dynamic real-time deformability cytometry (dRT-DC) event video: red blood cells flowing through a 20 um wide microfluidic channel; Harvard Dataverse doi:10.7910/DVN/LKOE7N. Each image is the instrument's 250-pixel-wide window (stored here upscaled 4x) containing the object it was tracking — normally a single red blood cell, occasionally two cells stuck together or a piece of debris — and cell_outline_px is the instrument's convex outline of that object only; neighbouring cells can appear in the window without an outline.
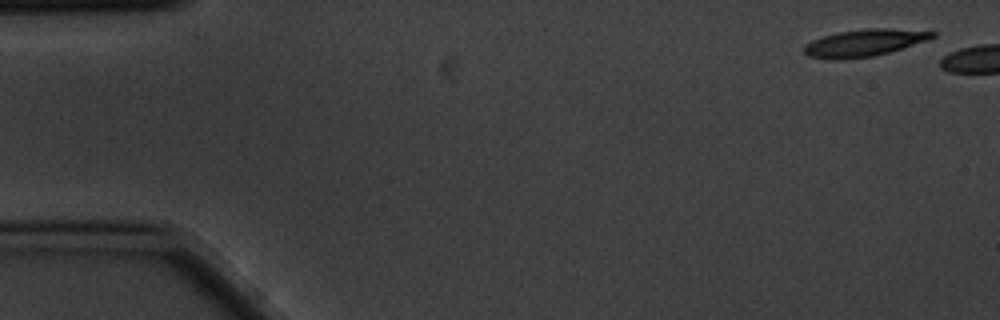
{"species": "common noctule bat (a hibernating species)", "species_latin": "Nyctalus noctula", "temperature_condition": "cold", "stored_images_in_passage": 2, "camera_frame_rate_fps": 3000, "um_per_image_px": 0.085, "animal": {"sex": "male", "body_mass_g": 20.1, "forearm_length_mm": 53.5}, "frame": {"image": 1, "passage_image": 1, "time_ms": 0.0, "image_size_px": [1000, 320], "cell_outline_px": [[936, 36], [928, 40], [888, 52], [872, 56], [808, 56], [804, 52], [804, 44], [812, 40], [836, 32], [868, 28], [884, 28], [936, 32]], "centroid_in_image_um": [73.53, 3.58], "position_along_channel_um": 11.5, "area_um2": 19.07}}